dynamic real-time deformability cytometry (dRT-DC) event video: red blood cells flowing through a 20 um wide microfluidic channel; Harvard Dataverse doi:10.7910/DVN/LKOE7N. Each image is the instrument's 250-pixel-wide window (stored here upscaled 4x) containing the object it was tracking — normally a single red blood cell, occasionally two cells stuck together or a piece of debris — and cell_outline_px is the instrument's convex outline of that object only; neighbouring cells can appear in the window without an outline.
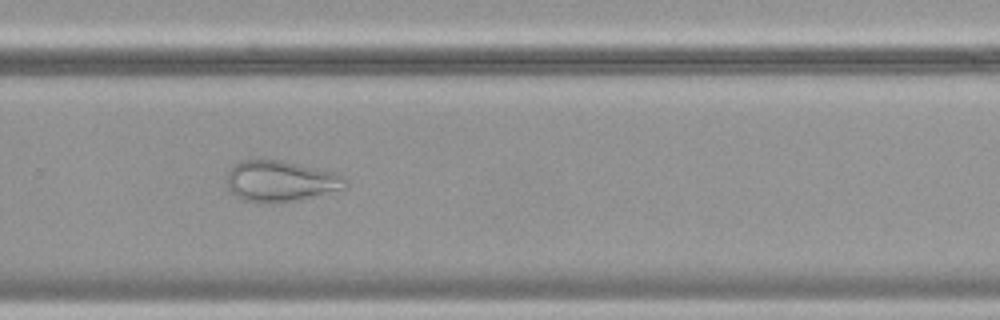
{"species": "common noctule bat (a hibernating species)", "species_latin": "Nyctalus noctula", "temperature_condition": "cold", "stored_images_in_passage": 55, "camera_frame_rate_fps": 3000, "um_per_image_px": 0.085, "animal": {"sex": "female", "body_mass_g": 19.9}, "frame": {"image": 1, "passage_image": 37, "time_ms": 12.0, "image_size_px": [1000, 320], "cell_outline_px": [[348, 184], [344, 188], [296, 200], [272, 204], [260, 204], [244, 200], [236, 196], [228, 188], [228, 172], [232, 164], [240, 160], [284, 160], [336, 172], [344, 176], [348, 180]], "centroid_in_image_um": [23.84, 15.39], "position_along_channel_um": 306.0, "area_um2": 28.61}}
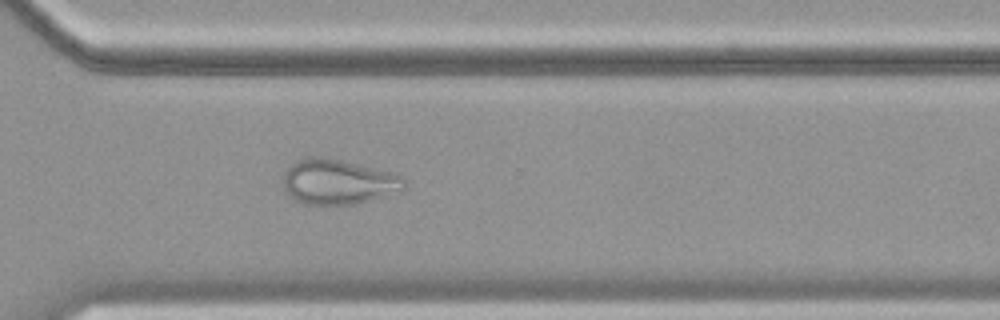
{"frame": {"image": 2, "passage_image": 40, "time_ms": 13.0, "image_size_px": [1000, 320], "cell_outline_px": [[404, 188], [400, 192], [388, 196], [352, 204], [304, 204], [296, 200], [284, 188], [280, 180], [284, 172], [296, 160], [304, 156], [320, 156], [340, 160], [392, 172], [400, 176], [404, 180]], "centroid_in_image_um": [28.71, 15.44], "position_along_channel_um": 341.9, "area_um2": 31.85}}
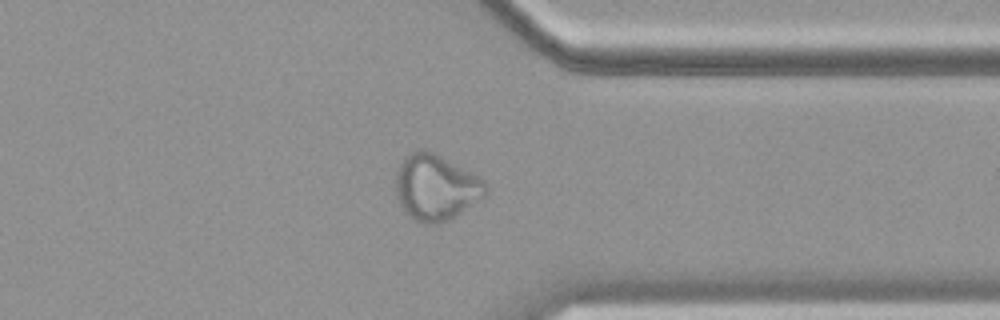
{"frame": {"image": 3, "passage_image": 43, "time_ms": 14.0, "image_size_px": [1000, 320], "cell_outline_px": [[488, 192], [484, 196], [456, 216], [440, 224], [424, 224], [416, 220], [404, 212], [396, 196], [396, 172], [400, 164], [412, 152], [420, 148], [424, 148], [480, 176], [488, 184]], "centroid_in_image_um": [37.06, 15.94], "position_along_channel_um": 374.3, "area_um2": 34.51}}